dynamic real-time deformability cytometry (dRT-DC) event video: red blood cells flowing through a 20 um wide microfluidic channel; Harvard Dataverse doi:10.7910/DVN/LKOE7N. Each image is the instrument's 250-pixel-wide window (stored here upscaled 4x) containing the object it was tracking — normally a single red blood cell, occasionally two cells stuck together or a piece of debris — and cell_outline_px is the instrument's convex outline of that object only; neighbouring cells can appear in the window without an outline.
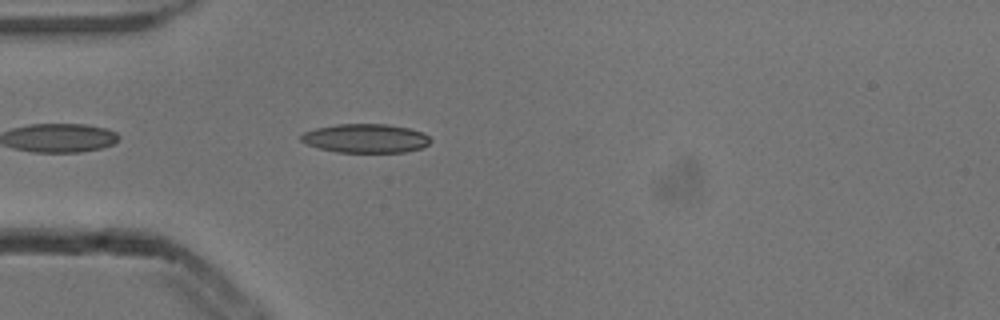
{"species": "common noctule bat (a hibernating species)", "species_latin": "Nyctalus noctula", "temperature_condition": "cold", "stored_images_in_passage": 4, "camera_frame_rate_fps": 3000, "um_per_image_px": 0.085, "animal": {"sex": "male", "body_mass_g": 13.3}, "frame": {"image": 1, "passage_image": 4, "time_ms": 1.0, "image_size_px": [1000, 320], "cell_outline_px": [[432, 140], [424, 148], [404, 152], [336, 152], [320, 148], [308, 144], [300, 140], [300, 136], [304, 132], [316, 128], [336, 124], [388, 124], [408, 128], [424, 132]], "centroid_in_image_um": [31.11, 11.76], "position_along_channel_um": 53.9, "area_um2": 21.85}}